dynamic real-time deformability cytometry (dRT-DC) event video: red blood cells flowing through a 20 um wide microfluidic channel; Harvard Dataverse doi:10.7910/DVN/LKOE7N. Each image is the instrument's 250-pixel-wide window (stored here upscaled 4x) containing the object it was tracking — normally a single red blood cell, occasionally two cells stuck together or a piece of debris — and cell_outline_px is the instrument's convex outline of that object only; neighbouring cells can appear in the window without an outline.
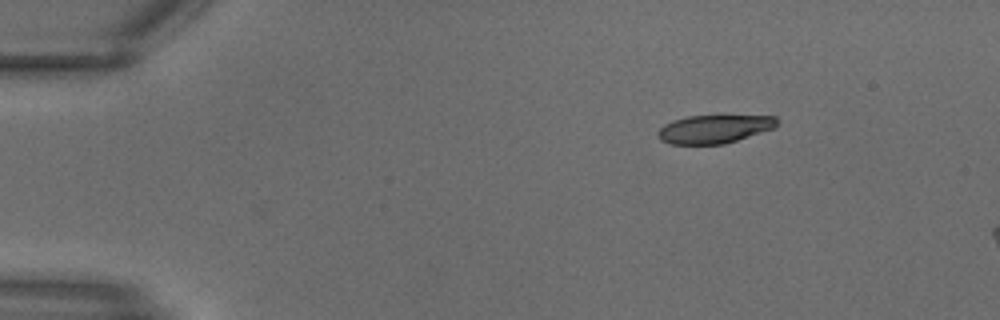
{"species": "common noctule bat (a hibernating species)", "species_latin": "Nyctalus noctula", "temperature_condition": "warm", "stored_images_in_passage": 4, "camera_frame_rate_fps": 3000, "um_per_image_px": 0.085, "animal": {"sex": "male", "body_mass_g": 18.8}, "frame": {"image": 1, "passage_image": 1, "time_ms": 0.0, "image_size_px": [1000, 320], "cell_outline_px": [[776, 128], [724, 144], [672, 144], [660, 140], [656, 136], [656, 132], [664, 124], [672, 120], [688, 116], [776, 116]], "centroid_in_image_um": [60.67, 10.97], "position_along_channel_um": 24.3, "area_um2": 19.65}}